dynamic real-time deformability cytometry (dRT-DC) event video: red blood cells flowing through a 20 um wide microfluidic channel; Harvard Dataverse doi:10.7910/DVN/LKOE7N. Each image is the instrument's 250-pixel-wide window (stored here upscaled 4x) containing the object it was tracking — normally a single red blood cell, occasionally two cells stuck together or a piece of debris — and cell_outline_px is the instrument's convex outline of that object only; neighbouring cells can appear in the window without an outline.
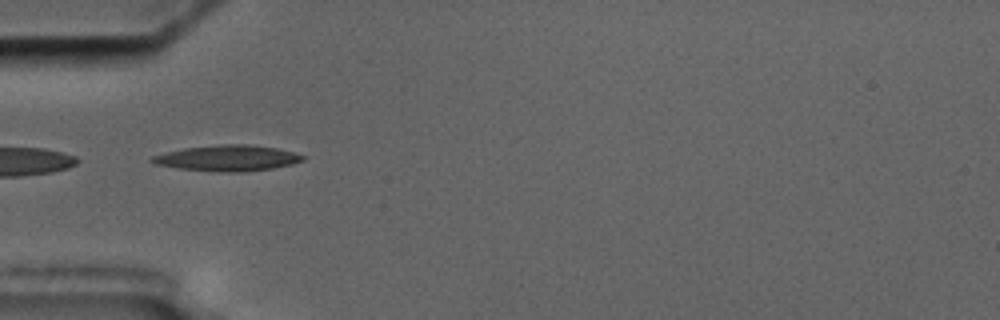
{"species": "common noctule bat (a hibernating species)", "species_latin": "Nyctalus noctula", "temperature_condition": "cold", "stored_images_in_passage": 9, "camera_frame_rate_fps": 3000, "um_per_image_px": 0.085, "animal": {"sex": "male", "body_mass_g": 17.5, "forearm_length_mm": 52.3}, "frame": {"image": 1, "passage_image": 4, "time_ms": 3.333, "image_size_px": [1000, 320], "cell_outline_px": [[304, 160], [292, 164], [272, 168], [240, 172], [220, 172], [180, 168], [156, 164], [148, 160], [152, 156], [184, 148], [220, 144], [248, 144], [276, 148], [292, 152], [304, 156]], "centroid_in_image_um": [19.34, 13.43], "position_along_channel_um": 65.7, "area_um2": 22.43}}
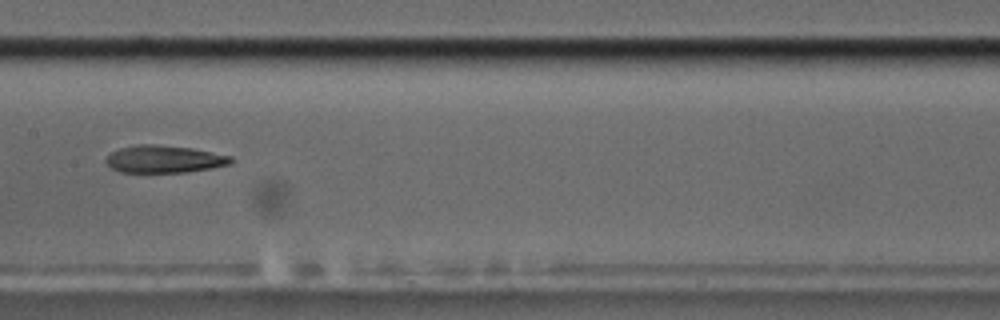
{"frame": {"image": 2, "passage_image": 7, "time_ms": 7.0, "image_size_px": [1000, 320], "cell_outline_px": [[232, 164], [212, 168], [184, 172], [120, 172], [112, 168], [104, 160], [112, 152], [120, 148], [136, 144], [152, 144], [192, 148], [232, 156]], "centroid_in_image_um": [13.97, 13.52], "position_along_channel_um": 193.4, "area_um2": 19.88}}
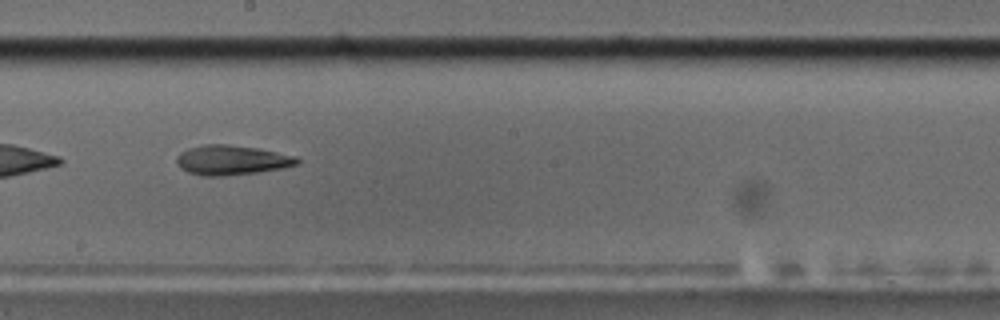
{"frame": {"image": 3, "passage_image": 8, "time_ms": 8.0, "image_size_px": [1000, 320], "cell_outline_px": [[300, 160], [296, 164], [284, 168], [256, 172], [224, 176], [200, 176], [188, 172], [180, 168], [176, 164], [176, 156], [180, 152], [188, 148], [204, 144], [228, 144], [256, 148], [296, 156]], "centroid_in_image_um": [19.64, 13.61], "position_along_channel_um": 228.6, "area_um2": 20.92}}